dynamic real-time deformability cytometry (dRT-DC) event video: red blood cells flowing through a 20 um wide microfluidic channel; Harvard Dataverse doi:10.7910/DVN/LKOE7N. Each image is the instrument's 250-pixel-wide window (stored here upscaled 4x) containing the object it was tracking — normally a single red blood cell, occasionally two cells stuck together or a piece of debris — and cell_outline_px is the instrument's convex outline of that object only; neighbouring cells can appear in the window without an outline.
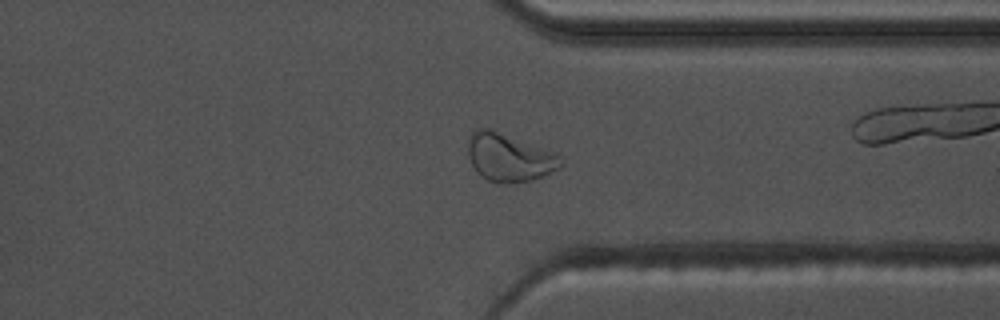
{"species": "common noctule bat (a hibernating species)", "species_latin": "Nyctalus noctula", "temperature_condition": "warm", "stored_images_in_passage": 49, "camera_frame_rate_fps": 3000, "um_per_image_px": 0.085, "animal": {"sex": "male", "body_mass_g": 17.5, "forearm_length_mm": 52.3}, "frame": {"image": 1, "passage_image": 35, "time_ms": 11.333, "image_size_px": [1000, 320], "cell_outline_px": [[564, 164], [560, 168], [544, 176], [532, 180], [488, 180], [476, 172], [468, 156], [468, 140], [472, 132], [476, 128], [492, 128], [552, 152], [560, 156]], "centroid_in_image_um": [43.27, 13.33], "position_along_channel_um": 368.1, "area_um2": 25.37}, "authors_computed_cell_mechanics": {"area_um2": 22.0796, "velocity_mm_per_s": 3.5685, "shape_relaxation_time_tau1_ms": 7.6093, "shape_relaxation_time_tau2_ms": 1.3611, "deformation_change_tau1": 0.1789, "deformation_change_tau2": 0.0699}}